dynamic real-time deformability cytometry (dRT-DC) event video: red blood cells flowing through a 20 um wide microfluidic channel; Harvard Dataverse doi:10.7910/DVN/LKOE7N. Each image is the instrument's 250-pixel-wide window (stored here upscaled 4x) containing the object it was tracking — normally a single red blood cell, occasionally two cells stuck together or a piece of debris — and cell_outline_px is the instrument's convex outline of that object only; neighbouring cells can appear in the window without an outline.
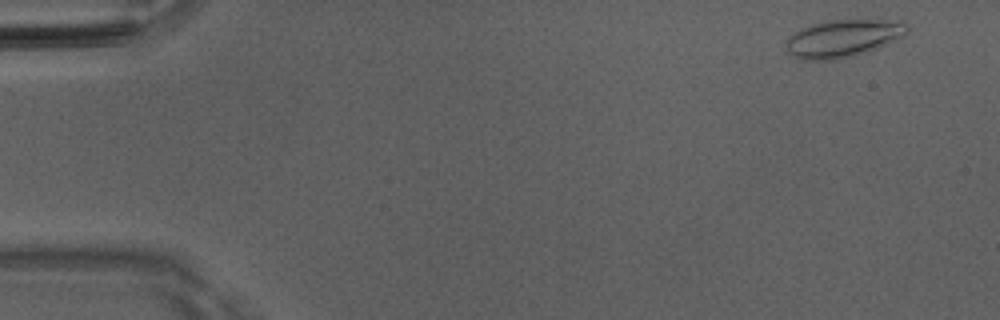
{"species": "Egyptian fruit bat (a non-hibernating species)", "species_latin": "Rousettus aegyptiacus", "temperature_condition": "room temperature", "stored_images_in_passage": 13, "camera_frame_rate_fps": 3000, "um_per_image_px": 0.085, "animal": {"sex": "male"}, "frame": {"image": 1, "passage_image": 3, "time_ms": 0.667, "image_size_px": [1000, 320], "cell_outline_px": [[908, 32], [904, 36], [896, 40], [868, 52], [836, 60], [800, 60], [792, 56], [788, 52], [788, 40], [800, 28], [812, 24], [832, 20], [904, 20], [908, 24]], "centroid_in_image_um": [71.73, 3.26], "position_along_channel_um": 13.3, "area_um2": 26.53}}